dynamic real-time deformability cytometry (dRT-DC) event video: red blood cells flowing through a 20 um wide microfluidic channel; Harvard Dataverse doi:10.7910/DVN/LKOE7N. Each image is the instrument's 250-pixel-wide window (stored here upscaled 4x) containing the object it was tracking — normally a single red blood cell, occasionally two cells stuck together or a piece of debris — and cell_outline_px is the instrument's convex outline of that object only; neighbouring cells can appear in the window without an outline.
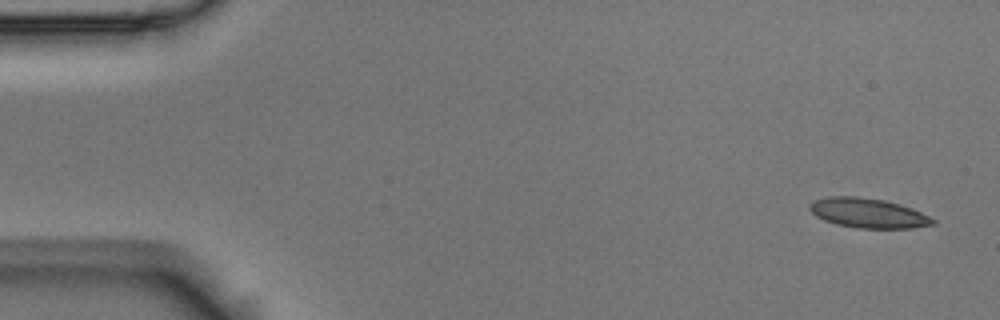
{"species": "Egyptian fruit bat (a non-hibernating species)", "species_latin": "Rousettus aegyptiacus", "temperature_condition": "room temperature", "stored_images_in_passage": 5, "camera_frame_rate_fps": 3000, "um_per_image_px": 0.085, "animal": {"sex": "male"}, "frame": {"image": 1, "passage_image": 1, "time_ms": 0.0, "image_size_px": [1000, 320], "cell_outline_px": [[936, 224], [912, 228], [856, 228], [836, 224], [824, 220], [816, 216], [808, 208], [808, 204], [816, 200], [828, 196], [856, 196], [884, 200], [920, 212], [936, 220]], "centroid_in_image_um": [73.75, 18.12], "position_along_channel_um": 11.3, "area_um2": 21.1}}